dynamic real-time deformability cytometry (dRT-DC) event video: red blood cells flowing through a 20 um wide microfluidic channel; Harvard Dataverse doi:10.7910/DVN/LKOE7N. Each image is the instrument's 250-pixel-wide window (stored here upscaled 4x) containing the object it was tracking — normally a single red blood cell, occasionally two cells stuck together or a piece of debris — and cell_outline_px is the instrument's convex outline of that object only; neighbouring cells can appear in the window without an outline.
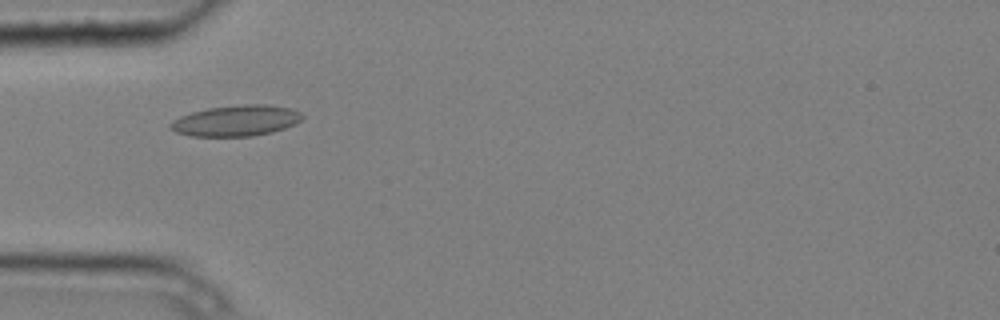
{"species": "common noctule bat (a hibernating species)", "species_latin": "Nyctalus noctula", "temperature_condition": "cold", "stored_images_in_passage": 7, "camera_frame_rate_fps": 3000, "um_per_image_px": 0.085, "animal": {"sex": "male", "body_mass_g": 20.4}, "frame": {"image": 1, "passage_image": 3, "time_ms": 0.667, "image_size_px": [1000, 320], "cell_outline_px": [[304, 116], [296, 124], [272, 132], [252, 136], [192, 136], [176, 132], [168, 128], [168, 124], [172, 120], [180, 116], [192, 112], [208, 108], [244, 104], [264, 104], [292, 108], [300, 112]], "centroid_in_image_um": [20.06, 10.25], "position_along_channel_um": 64.9, "area_um2": 23.81}}
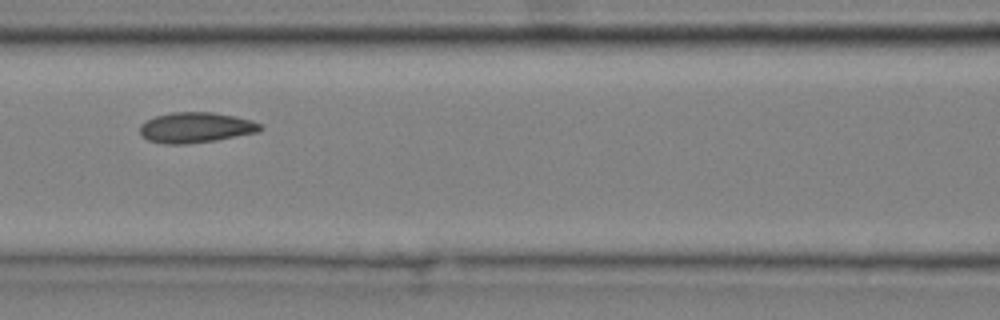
{"frame": {"image": 2, "passage_image": 5, "time_ms": 1.333, "image_size_px": [1000, 320], "cell_outline_px": [[264, 128], [260, 132], [216, 140], [184, 144], [164, 144], [148, 140], [140, 136], [140, 124], [156, 116], [172, 112], [212, 112], [236, 116], [252, 120], [260, 124]], "centroid_in_image_um": [16.66, 10.84], "position_along_channel_um": 149.9, "area_um2": 21.5}}
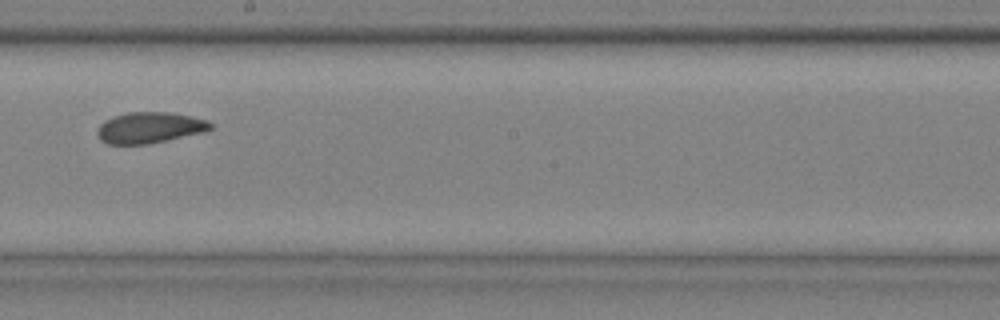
{"frame": {"image": 3, "passage_image": 7, "time_ms": 2.0, "image_size_px": [1000, 320], "cell_outline_px": [[212, 128], [204, 132], [168, 140], [148, 144], [108, 144], [100, 140], [96, 132], [100, 124], [104, 120], [112, 116], [128, 112], [172, 112], [208, 120], [212, 124]], "centroid_in_image_um": [12.7, 10.85], "position_along_channel_um": 235.5, "area_um2": 20.63}}